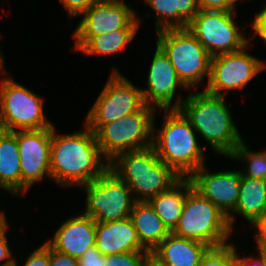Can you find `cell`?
Segmentation results:
<instances>
[{"instance_id": "22", "label": "cell", "mask_w": 266, "mask_h": 266, "mask_svg": "<svg viewBox=\"0 0 266 266\" xmlns=\"http://www.w3.org/2000/svg\"><path fill=\"white\" fill-rule=\"evenodd\" d=\"M139 25L136 17L124 28L95 37H74L75 48L84 54H116L133 40Z\"/></svg>"}, {"instance_id": "37", "label": "cell", "mask_w": 266, "mask_h": 266, "mask_svg": "<svg viewBox=\"0 0 266 266\" xmlns=\"http://www.w3.org/2000/svg\"><path fill=\"white\" fill-rule=\"evenodd\" d=\"M6 236L0 241V261H5L0 266H12L16 263L15 259L11 255Z\"/></svg>"}, {"instance_id": "18", "label": "cell", "mask_w": 266, "mask_h": 266, "mask_svg": "<svg viewBox=\"0 0 266 266\" xmlns=\"http://www.w3.org/2000/svg\"><path fill=\"white\" fill-rule=\"evenodd\" d=\"M96 247L103 255L148 251L138 238L131 218L96 223Z\"/></svg>"}, {"instance_id": "3", "label": "cell", "mask_w": 266, "mask_h": 266, "mask_svg": "<svg viewBox=\"0 0 266 266\" xmlns=\"http://www.w3.org/2000/svg\"><path fill=\"white\" fill-rule=\"evenodd\" d=\"M109 169L127 184L131 193H135V202H148L182 179L158 158L152 146L118 154L109 162Z\"/></svg>"}, {"instance_id": "1", "label": "cell", "mask_w": 266, "mask_h": 266, "mask_svg": "<svg viewBox=\"0 0 266 266\" xmlns=\"http://www.w3.org/2000/svg\"><path fill=\"white\" fill-rule=\"evenodd\" d=\"M85 131L57 135L52 127L50 149L51 178L62 186L84 185L96 180L108 168L95 133L84 125Z\"/></svg>"}, {"instance_id": "39", "label": "cell", "mask_w": 266, "mask_h": 266, "mask_svg": "<svg viewBox=\"0 0 266 266\" xmlns=\"http://www.w3.org/2000/svg\"><path fill=\"white\" fill-rule=\"evenodd\" d=\"M143 266H163V265L159 264L154 258L149 256L148 259L143 264Z\"/></svg>"}, {"instance_id": "34", "label": "cell", "mask_w": 266, "mask_h": 266, "mask_svg": "<svg viewBox=\"0 0 266 266\" xmlns=\"http://www.w3.org/2000/svg\"><path fill=\"white\" fill-rule=\"evenodd\" d=\"M252 27L266 44V6L256 15Z\"/></svg>"}, {"instance_id": "30", "label": "cell", "mask_w": 266, "mask_h": 266, "mask_svg": "<svg viewBox=\"0 0 266 266\" xmlns=\"http://www.w3.org/2000/svg\"><path fill=\"white\" fill-rule=\"evenodd\" d=\"M23 266H49V245L45 242L34 250Z\"/></svg>"}, {"instance_id": "14", "label": "cell", "mask_w": 266, "mask_h": 266, "mask_svg": "<svg viewBox=\"0 0 266 266\" xmlns=\"http://www.w3.org/2000/svg\"><path fill=\"white\" fill-rule=\"evenodd\" d=\"M188 179L194 190L221 210L233 230L234 217L230 215V211L235 210L238 202L241 171L209 173L203 165L193 172Z\"/></svg>"}, {"instance_id": "10", "label": "cell", "mask_w": 266, "mask_h": 266, "mask_svg": "<svg viewBox=\"0 0 266 266\" xmlns=\"http://www.w3.org/2000/svg\"><path fill=\"white\" fill-rule=\"evenodd\" d=\"M141 90L113 69L84 125L96 133L103 125L139 111L145 105Z\"/></svg>"}, {"instance_id": "24", "label": "cell", "mask_w": 266, "mask_h": 266, "mask_svg": "<svg viewBox=\"0 0 266 266\" xmlns=\"http://www.w3.org/2000/svg\"><path fill=\"white\" fill-rule=\"evenodd\" d=\"M191 188V181L185 177L170 190L160 193L148 201L170 232L178 224L186 194Z\"/></svg>"}, {"instance_id": "8", "label": "cell", "mask_w": 266, "mask_h": 266, "mask_svg": "<svg viewBox=\"0 0 266 266\" xmlns=\"http://www.w3.org/2000/svg\"><path fill=\"white\" fill-rule=\"evenodd\" d=\"M86 191L83 214L96 223L119 221L130 217L135 200L127 184L109 168L96 180L82 185Z\"/></svg>"}, {"instance_id": "26", "label": "cell", "mask_w": 266, "mask_h": 266, "mask_svg": "<svg viewBox=\"0 0 266 266\" xmlns=\"http://www.w3.org/2000/svg\"><path fill=\"white\" fill-rule=\"evenodd\" d=\"M229 157L243 162L244 160L249 161V167L245 169L246 172L241 171L243 177L266 180V151L251 152L242 141Z\"/></svg>"}, {"instance_id": "6", "label": "cell", "mask_w": 266, "mask_h": 266, "mask_svg": "<svg viewBox=\"0 0 266 266\" xmlns=\"http://www.w3.org/2000/svg\"><path fill=\"white\" fill-rule=\"evenodd\" d=\"M156 32V45L168 56L186 87H193L205 75L209 81L212 57L188 28H170Z\"/></svg>"}, {"instance_id": "38", "label": "cell", "mask_w": 266, "mask_h": 266, "mask_svg": "<svg viewBox=\"0 0 266 266\" xmlns=\"http://www.w3.org/2000/svg\"><path fill=\"white\" fill-rule=\"evenodd\" d=\"M8 224L6 222L5 214L0 215V241L6 236L8 230Z\"/></svg>"}, {"instance_id": "7", "label": "cell", "mask_w": 266, "mask_h": 266, "mask_svg": "<svg viewBox=\"0 0 266 266\" xmlns=\"http://www.w3.org/2000/svg\"><path fill=\"white\" fill-rule=\"evenodd\" d=\"M154 107L144 105L139 111L103 125L96 133L102 155L109 163L118 154L152 146ZM152 133V134H151Z\"/></svg>"}, {"instance_id": "16", "label": "cell", "mask_w": 266, "mask_h": 266, "mask_svg": "<svg viewBox=\"0 0 266 266\" xmlns=\"http://www.w3.org/2000/svg\"><path fill=\"white\" fill-rule=\"evenodd\" d=\"M154 57L148 74V88L142 89L144 103L152 106L154 103L158 108L172 109V100L176 87H187L180 80L177 72L171 64L168 56L156 45Z\"/></svg>"}, {"instance_id": "17", "label": "cell", "mask_w": 266, "mask_h": 266, "mask_svg": "<svg viewBox=\"0 0 266 266\" xmlns=\"http://www.w3.org/2000/svg\"><path fill=\"white\" fill-rule=\"evenodd\" d=\"M46 243L55 251L80 258L89 248L96 246V222L81 214L65 221Z\"/></svg>"}, {"instance_id": "11", "label": "cell", "mask_w": 266, "mask_h": 266, "mask_svg": "<svg viewBox=\"0 0 266 266\" xmlns=\"http://www.w3.org/2000/svg\"><path fill=\"white\" fill-rule=\"evenodd\" d=\"M233 12L199 10L187 26L211 57L240 51L248 46L246 37L238 32Z\"/></svg>"}, {"instance_id": "32", "label": "cell", "mask_w": 266, "mask_h": 266, "mask_svg": "<svg viewBox=\"0 0 266 266\" xmlns=\"http://www.w3.org/2000/svg\"><path fill=\"white\" fill-rule=\"evenodd\" d=\"M78 266H104V255L93 246L78 258Z\"/></svg>"}, {"instance_id": "35", "label": "cell", "mask_w": 266, "mask_h": 266, "mask_svg": "<svg viewBox=\"0 0 266 266\" xmlns=\"http://www.w3.org/2000/svg\"><path fill=\"white\" fill-rule=\"evenodd\" d=\"M257 228L256 241L258 248H266V213L252 223Z\"/></svg>"}, {"instance_id": "4", "label": "cell", "mask_w": 266, "mask_h": 266, "mask_svg": "<svg viewBox=\"0 0 266 266\" xmlns=\"http://www.w3.org/2000/svg\"><path fill=\"white\" fill-rule=\"evenodd\" d=\"M163 128L153 135L152 147L158 158L182 178L204 165V148L198 145L195 129L180 109H164Z\"/></svg>"}, {"instance_id": "41", "label": "cell", "mask_w": 266, "mask_h": 266, "mask_svg": "<svg viewBox=\"0 0 266 266\" xmlns=\"http://www.w3.org/2000/svg\"><path fill=\"white\" fill-rule=\"evenodd\" d=\"M4 60H3V57H1L0 56V71H2L3 70V68H4V62H3Z\"/></svg>"}, {"instance_id": "23", "label": "cell", "mask_w": 266, "mask_h": 266, "mask_svg": "<svg viewBox=\"0 0 266 266\" xmlns=\"http://www.w3.org/2000/svg\"><path fill=\"white\" fill-rule=\"evenodd\" d=\"M156 11V31L170 28H187L198 14L197 0H144Z\"/></svg>"}, {"instance_id": "28", "label": "cell", "mask_w": 266, "mask_h": 266, "mask_svg": "<svg viewBox=\"0 0 266 266\" xmlns=\"http://www.w3.org/2000/svg\"><path fill=\"white\" fill-rule=\"evenodd\" d=\"M149 256V251L104 255V266H143Z\"/></svg>"}, {"instance_id": "5", "label": "cell", "mask_w": 266, "mask_h": 266, "mask_svg": "<svg viewBox=\"0 0 266 266\" xmlns=\"http://www.w3.org/2000/svg\"><path fill=\"white\" fill-rule=\"evenodd\" d=\"M232 231L221 210L191 188L186 194L181 216L172 233L203 242L210 247H218L226 244Z\"/></svg>"}, {"instance_id": "13", "label": "cell", "mask_w": 266, "mask_h": 266, "mask_svg": "<svg viewBox=\"0 0 266 266\" xmlns=\"http://www.w3.org/2000/svg\"><path fill=\"white\" fill-rule=\"evenodd\" d=\"M52 127L38 130H18L17 143L21 165V193L44 175L51 178L50 149Z\"/></svg>"}, {"instance_id": "19", "label": "cell", "mask_w": 266, "mask_h": 266, "mask_svg": "<svg viewBox=\"0 0 266 266\" xmlns=\"http://www.w3.org/2000/svg\"><path fill=\"white\" fill-rule=\"evenodd\" d=\"M210 248L207 244L186 239L172 232L150 252L163 266H199L202 256Z\"/></svg>"}, {"instance_id": "40", "label": "cell", "mask_w": 266, "mask_h": 266, "mask_svg": "<svg viewBox=\"0 0 266 266\" xmlns=\"http://www.w3.org/2000/svg\"><path fill=\"white\" fill-rule=\"evenodd\" d=\"M259 249V254L262 255L265 265H266V248H258Z\"/></svg>"}, {"instance_id": "9", "label": "cell", "mask_w": 266, "mask_h": 266, "mask_svg": "<svg viewBox=\"0 0 266 266\" xmlns=\"http://www.w3.org/2000/svg\"><path fill=\"white\" fill-rule=\"evenodd\" d=\"M49 127L53 124L45 120L43 100L12 79H3L0 88V130L14 132Z\"/></svg>"}, {"instance_id": "36", "label": "cell", "mask_w": 266, "mask_h": 266, "mask_svg": "<svg viewBox=\"0 0 266 266\" xmlns=\"http://www.w3.org/2000/svg\"><path fill=\"white\" fill-rule=\"evenodd\" d=\"M259 256V258L246 256L240 257L236 252L234 245V266H266L262 255L259 254Z\"/></svg>"}, {"instance_id": "15", "label": "cell", "mask_w": 266, "mask_h": 266, "mask_svg": "<svg viewBox=\"0 0 266 266\" xmlns=\"http://www.w3.org/2000/svg\"><path fill=\"white\" fill-rule=\"evenodd\" d=\"M135 13L120 0H97L84 14L74 37H95L101 34L124 29L134 18Z\"/></svg>"}, {"instance_id": "27", "label": "cell", "mask_w": 266, "mask_h": 266, "mask_svg": "<svg viewBox=\"0 0 266 266\" xmlns=\"http://www.w3.org/2000/svg\"><path fill=\"white\" fill-rule=\"evenodd\" d=\"M199 266H234V245L210 247L202 256Z\"/></svg>"}, {"instance_id": "20", "label": "cell", "mask_w": 266, "mask_h": 266, "mask_svg": "<svg viewBox=\"0 0 266 266\" xmlns=\"http://www.w3.org/2000/svg\"><path fill=\"white\" fill-rule=\"evenodd\" d=\"M130 218L140 243L149 252L154 250L171 233L147 201L135 202Z\"/></svg>"}, {"instance_id": "31", "label": "cell", "mask_w": 266, "mask_h": 266, "mask_svg": "<svg viewBox=\"0 0 266 266\" xmlns=\"http://www.w3.org/2000/svg\"><path fill=\"white\" fill-rule=\"evenodd\" d=\"M70 17L86 12L97 0H60Z\"/></svg>"}, {"instance_id": "21", "label": "cell", "mask_w": 266, "mask_h": 266, "mask_svg": "<svg viewBox=\"0 0 266 266\" xmlns=\"http://www.w3.org/2000/svg\"><path fill=\"white\" fill-rule=\"evenodd\" d=\"M0 188L21 195V165L17 130H0ZM20 193V194H19Z\"/></svg>"}, {"instance_id": "33", "label": "cell", "mask_w": 266, "mask_h": 266, "mask_svg": "<svg viewBox=\"0 0 266 266\" xmlns=\"http://www.w3.org/2000/svg\"><path fill=\"white\" fill-rule=\"evenodd\" d=\"M49 266H78V258L57 252L49 246Z\"/></svg>"}, {"instance_id": "25", "label": "cell", "mask_w": 266, "mask_h": 266, "mask_svg": "<svg viewBox=\"0 0 266 266\" xmlns=\"http://www.w3.org/2000/svg\"><path fill=\"white\" fill-rule=\"evenodd\" d=\"M251 224L266 213V180L241 175L240 193L235 210Z\"/></svg>"}, {"instance_id": "12", "label": "cell", "mask_w": 266, "mask_h": 266, "mask_svg": "<svg viewBox=\"0 0 266 266\" xmlns=\"http://www.w3.org/2000/svg\"><path fill=\"white\" fill-rule=\"evenodd\" d=\"M246 48L211 58L210 78L204 89L207 93L224 96L223 90L243 88L265 68V62L246 53Z\"/></svg>"}, {"instance_id": "2", "label": "cell", "mask_w": 266, "mask_h": 266, "mask_svg": "<svg viewBox=\"0 0 266 266\" xmlns=\"http://www.w3.org/2000/svg\"><path fill=\"white\" fill-rule=\"evenodd\" d=\"M175 101L172 109H180L192 127L217 153L229 157L242 143V136L232 121L225 97L212 95L204 90L191 93L183 102L180 97Z\"/></svg>"}, {"instance_id": "29", "label": "cell", "mask_w": 266, "mask_h": 266, "mask_svg": "<svg viewBox=\"0 0 266 266\" xmlns=\"http://www.w3.org/2000/svg\"><path fill=\"white\" fill-rule=\"evenodd\" d=\"M199 10L205 11H234L238 0H197Z\"/></svg>"}]
</instances>
